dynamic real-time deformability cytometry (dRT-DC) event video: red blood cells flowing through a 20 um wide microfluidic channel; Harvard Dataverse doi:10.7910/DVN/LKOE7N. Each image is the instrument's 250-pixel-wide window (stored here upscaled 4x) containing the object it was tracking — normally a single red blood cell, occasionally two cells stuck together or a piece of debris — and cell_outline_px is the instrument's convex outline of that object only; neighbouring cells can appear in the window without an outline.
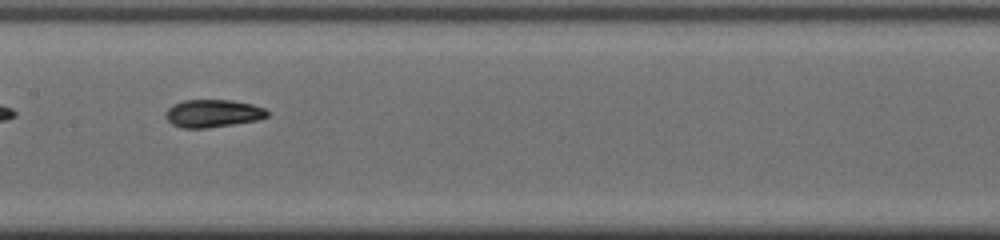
{"species": "common noctule bat (a hibernating species)", "species_latin": "Nyctalus noctula", "temperature_condition": "cold", "stored_images_in_passage": 37, "camera_frame_rate_fps": 3000, "um_per_image_px": 0.085, "animal": {"sex": "male", "body_mass_g": 19.0, "forearm_length_mm": 50.8}, "frame": {"image": 1, "passage_image": 11, "time_ms": 3.333, "image_size_px": [1000, 240], "cell_outline_px": [[268, 116], [260, 120], [208, 128], [180, 128], [172, 124], [164, 116], [168, 108], [172, 104], [184, 100], [232, 100], [252, 104], [264, 108], [268, 112]], "centroid_in_image_um": [18.09, 9.64], "position_along_channel_um": 189.3, "area_um2": 16.59}, "authors_computed_cell_mechanics": {"area_um2": 16.5886, "velocity_mm_per_s": 3.931, "shape_relaxation_time_tau1_ms": 11.0142, "shape_relaxation_time_tau2_ms": 1.724, "deformation_change_tau1": 0.2934, "deformation_change_tau2": 0.0649}}